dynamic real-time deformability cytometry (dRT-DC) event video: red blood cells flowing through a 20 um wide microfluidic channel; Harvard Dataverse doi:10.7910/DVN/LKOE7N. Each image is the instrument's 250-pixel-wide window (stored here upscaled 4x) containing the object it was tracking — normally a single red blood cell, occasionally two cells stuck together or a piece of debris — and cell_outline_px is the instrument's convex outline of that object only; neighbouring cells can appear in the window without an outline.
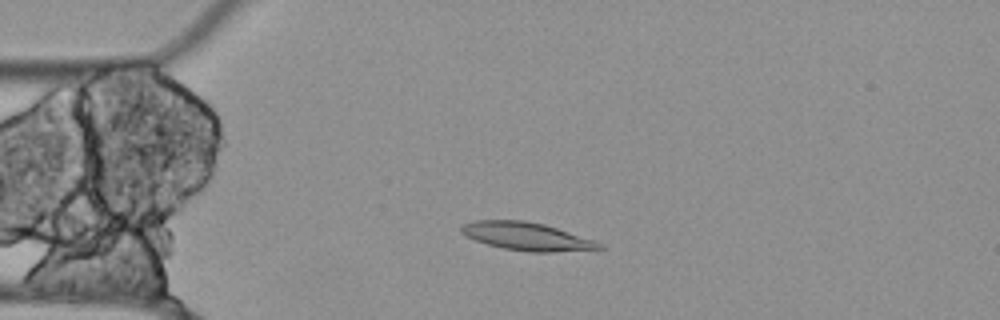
{"species": "Egyptian fruit bat (a non-hibernating species)", "species_latin": "Rousettus aegyptiacus", "temperature_condition": "cold", "stored_images_in_passage": 55, "camera_frame_rate_fps": 3000, "um_per_image_px": 0.085, "animal": {"sex": "female"}, "frame": {"image": 1, "passage_image": 12, "time_ms": 3.667, "image_size_px": [1000, 320], "cell_outline_px": [[604, 248], [552, 252], [528, 252], [504, 248], [488, 244], [476, 240], [460, 232], [460, 228], [464, 224], [472, 220], [524, 220], [544, 224], [604, 244]], "centroid_in_image_um": [44.74, 20.09], "position_along_channel_um": 40.3, "area_um2": 22.14}}
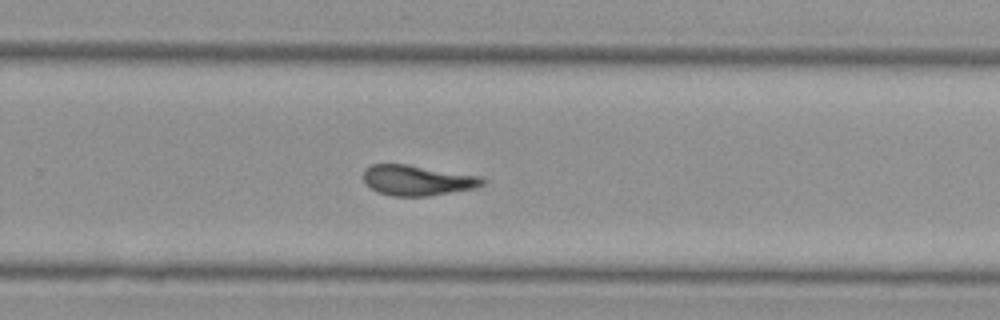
{"frame": {"image": 2, "passage_image": 35, "time_ms": 11.333, "image_size_px": [1000, 320], "cell_outline_px": [[484, 184], [476, 188], [428, 196], [392, 196], [380, 192], [364, 184], [364, 168], [372, 164], [408, 164], [480, 176], [484, 180]], "centroid_in_image_um": [35.46, 15.32], "position_along_channel_um": 294.3, "area_um2": 21.04}}
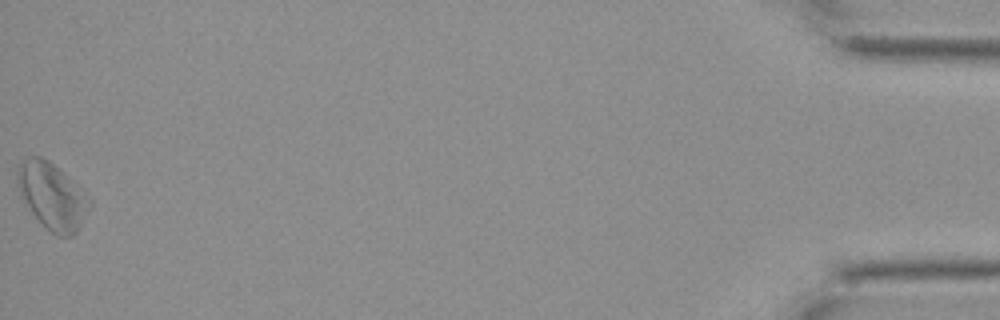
{"frame": {"image": 3, "passage_image": 55, "time_ms": 18.0, "image_size_px": [1000, 320], "cell_outline_px": [[84, 204], [80, 224], [76, 232], [72, 236], [56, 236], [32, 212], [20, 196], [16, 184], [16, 172], [20, 164], [24, 160], [32, 156], [40, 156], [48, 160], [64, 172], [84, 200]], "centroid_in_image_um": [4.26, 16.62], "position_along_channel_um": 430.9, "area_um2": 25.95}, "authors_computed_cell_mechanics": {"area_um2": 21.8484, "velocity_mm_per_s": 3.4894, "shape_relaxation_time_tau1_ms": null, "shape_relaxation_time_tau2_ms": 4.0122, "deformation_change_tau1": null, "deformation_change_tau2": 0.1167}}